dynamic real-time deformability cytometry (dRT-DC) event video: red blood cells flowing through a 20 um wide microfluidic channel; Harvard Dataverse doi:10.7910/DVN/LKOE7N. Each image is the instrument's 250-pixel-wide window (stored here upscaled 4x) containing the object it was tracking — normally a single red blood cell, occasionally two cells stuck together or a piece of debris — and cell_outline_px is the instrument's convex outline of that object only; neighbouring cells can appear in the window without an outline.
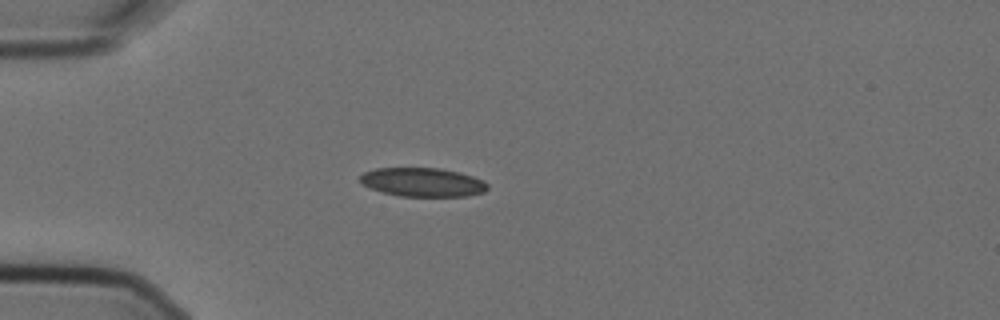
{"species": "Egyptian fruit bat (a non-hibernating species)", "species_latin": "Rousettus aegyptiacus", "temperature_condition": "cold", "stored_images_in_passage": 1, "camera_frame_rate_fps": 3000, "um_per_image_px": 0.085, "animal": {"sex": "female"}, "frame": {"image": 1, "passage_image": 1, "time_ms": 0.0, "image_size_px": [1000, 320], "cell_outline_px": [[488, 188], [484, 192], [468, 196], [400, 196], [368, 188], [360, 184], [360, 176], [364, 172], [376, 168], [440, 168], [460, 172], [484, 180], [488, 184]], "centroid_in_image_um": [35.93, 15.48], "position_along_channel_um": 49.1, "area_um2": 21.56}}